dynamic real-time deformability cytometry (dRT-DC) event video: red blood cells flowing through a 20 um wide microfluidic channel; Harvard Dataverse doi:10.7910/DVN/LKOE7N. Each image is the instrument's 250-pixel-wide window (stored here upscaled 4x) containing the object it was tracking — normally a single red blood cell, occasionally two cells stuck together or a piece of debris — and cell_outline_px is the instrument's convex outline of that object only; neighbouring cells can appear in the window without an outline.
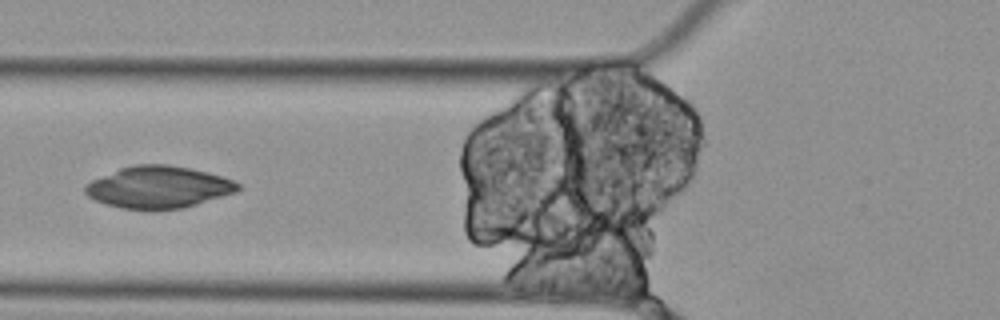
{"species": "Egyptian fruit bat (a non-hibernating species)", "species_latin": "Rousettus aegyptiacus", "temperature_condition": "cold", "stored_images_in_passage": 14, "camera_frame_rate_fps": 3000, "um_per_image_px": 0.085, "animal": {"sex": "female"}, "frame": {"image": 1, "passage_image": 5, "time_ms": 1.333, "image_size_px": [1000, 320], "cell_outline_px": [[240, 188], [236, 192], [184, 208], [148, 212], [120, 208], [96, 200], [88, 196], [84, 192], [84, 188], [92, 180], [120, 168], [132, 164], [168, 164], [208, 172], [232, 180], [240, 184]], "centroid_in_image_um": [13.46, 15.93], "position_along_channel_um": 112.3, "area_um2": 37.69}}
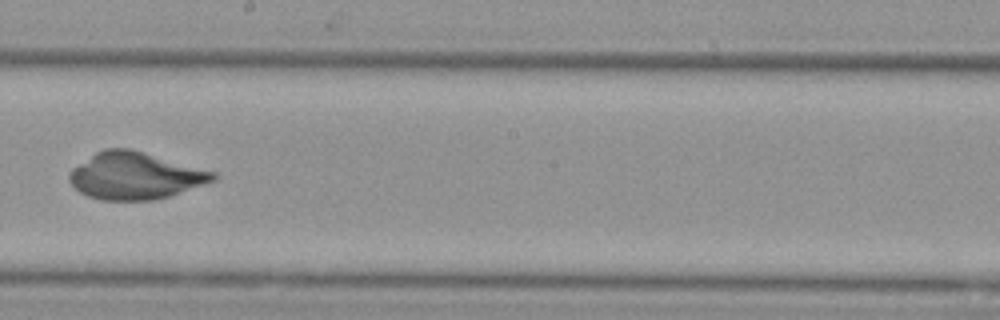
{"frame": {"image": 2, "passage_image": 8, "time_ms": 2.333, "image_size_px": [1000, 320], "cell_outline_px": [[216, 180], [168, 196], [152, 200], [100, 200], [88, 196], [80, 192], [68, 180], [68, 172], [72, 168], [96, 152], [104, 148], [132, 148], [216, 172]], "centroid_in_image_um": [11.46, 14.93], "position_along_channel_um": 236.7, "area_um2": 39.36}}
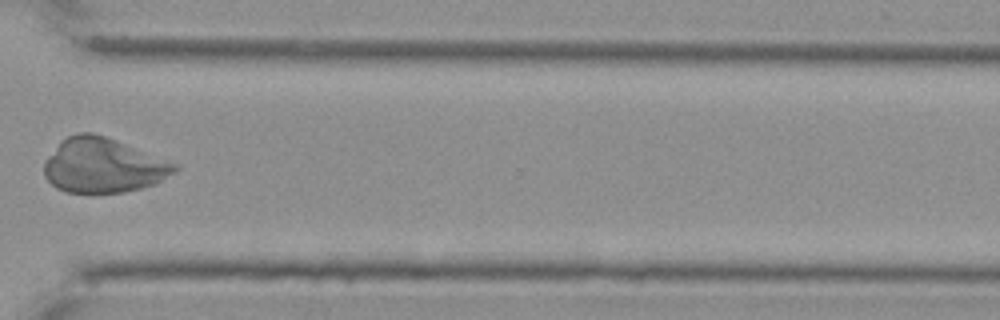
{"frame": {"image": 3, "passage_image": 11, "time_ms": 3.333, "image_size_px": [1000, 320], "cell_outline_px": [[180, 168], [176, 172], [156, 184], [124, 192], [64, 192], [56, 188], [44, 176], [44, 164], [48, 156], [60, 140], [76, 132], [92, 132], [116, 140], [176, 164]], "centroid_in_image_um": [8.75, 14.06], "position_along_channel_um": 361.9, "area_um2": 41.38}}